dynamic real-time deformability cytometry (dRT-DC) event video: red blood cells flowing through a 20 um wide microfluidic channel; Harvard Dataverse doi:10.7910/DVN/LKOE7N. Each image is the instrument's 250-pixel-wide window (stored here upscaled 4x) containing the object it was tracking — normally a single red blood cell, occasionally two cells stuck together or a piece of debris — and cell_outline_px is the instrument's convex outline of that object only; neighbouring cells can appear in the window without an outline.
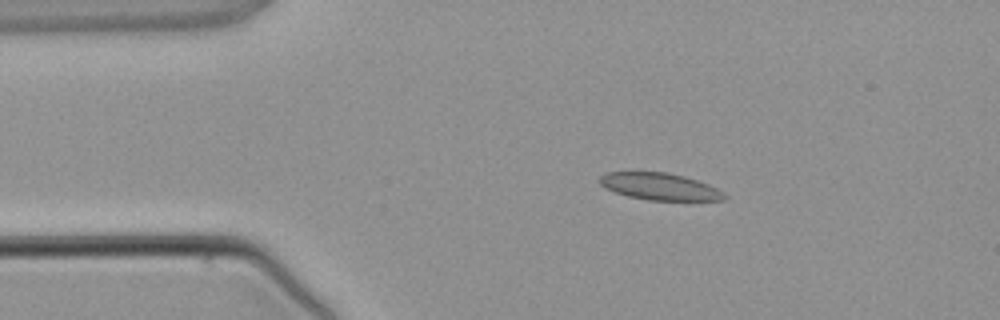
{"species": "common noctule bat (a hibernating species)", "species_latin": "Nyctalus noctula", "temperature_condition": "warm", "stored_images_in_passage": 3, "camera_frame_rate_fps": 3000, "um_per_image_px": 0.085, "animal": {"sex": "male", "body_mass_g": 21.5, "forearm_length_mm": 52.0}, "frame": {"image": 1, "passage_image": 2, "time_ms": 1.0, "image_size_px": [1000, 320], "cell_outline_px": [[728, 196], [724, 200], [648, 200], [628, 196], [604, 188], [596, 180], [600, 176], [608, 172], [668, 172], [684, 176], [708, 184], [724, 192]], "centroid_in_image_um": [56.06, 15.85], "position_along_channel_um": 28.9, "area_um2": 19.65}}